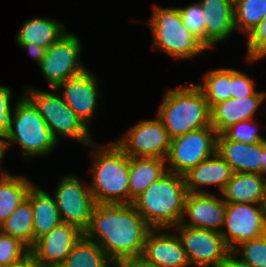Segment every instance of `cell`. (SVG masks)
I'll return each instance as SVG.
<instances>
[{"instance_id":"5bb4252c","label":"cell","mask_w":266,"mask_h":267,"mask_svg":"<svg viewBox=\"0 0 266 267\" xmlns=\"http://www.w3.org/2000/svg\"><path fill=\"white\" fill-rule=\"evenodd\" d=\"M99 79L89 70L67 79L55 89L61 92L60 96L72 109L79 119L88 127L92 122L98 99L100 98ZM64 88V89H63Z\"/></svg>"},{"instance_id":"f35d334b","label":"cell","mask_w":266,"mask_h":267,"mask_svg":"<svg viewBox=\"0 0 266 267\" xmlns=\"http://www.w3.org/2000/svg\"><path fill=\"white\" fill-rule=\"evenodd\" d=\"M221 267H253L250 264L244 262L232 251L228 254L225 261L221 264Z\"/></svg>"},{"instance_id":"3957f363","label":"cell","mask_w":266,"mask_h":267,"mask_svg":"<svg viewBox=\"0 0 266 267\" xmlns=\"http://www.w3.org/2000/svg\"><path fill=\"white\" fill-rule=\"evenodd\" d=\"M186 195L184 177L168 171L132 205L152 229H172L182 220Z\"/></svg>"},{"instance_id":"ee69618b","label":"cell","mask_w":266,"mask_h":267,"mask_svg":"<svg viewBox=\"0 0 266 267\" xmlns=\"http://www.w3.org/2000/svg\"><path fill=\"white\" fill-rule=\"evenodd\" d=\"M30 267H48V266L36 263L33 257L30 255Z\"/></svg>"},{"instance_id":"277c9868","label":"cell","mask_w":266,"mask_h":267,"mask_svg":"<svg viewBox=\"0 0 266 267\" xmlns=\"http://www.w3.org/2000/svg\"><path fill=\"white\" fill-rule=\"evenodd\" d=\"M162 100L156 116L171 139L211 125L210 107L197 85L167 89Z\"/></svg>"},{"instance_id":"f546056e","label":"cell","mask_w":266,"mask_h":267,"mask_svg":"<svg viewBox=\"0 0 266 267\" xmlns=\"http://www.w3.org/2000/svg\"><path fill=\"white\" fill-rule=\"evenodd\" d=\"M234 26L246 37L266 16V0H243L233 6Z\"/></svg>"},{"instance_id":"4316f807","label":"cell","mask_w":266,"mask_h":267,"mask_svg":"<svg viewBox=\"0 0 266 267\" xmlns=\"http://www.w3.org/2000/svg\"><path fill=\"white\" fill-rule=\"evenodd\" d=\"M0 231L18 239L29 250L34 246L33 208L27 197L0 225Z\"/></svg>"},{"instance_id":"ac0fdd59","label":"cell","mask_w":266,"mask_h":267,"mask_svg":"<svg viewBox=\"0 0 266 267\" xmlns=\"http://www.w3.org/2000/svg\"><path fill=\"white\" fill-rule=\"evenodd\" d=\"M264 100H266V92L257 91L248 97L229 98L219 102L210 109L211 126L218 134H222L231 125L255 119L254 115Z\"/></svg>"},{"instance_id":"d4e9b609","label":"cell","mask_w":266,"mask_h":267,"mask_svg":"<svg viewBox=\"0 0 266 267\" xmlns=\"http://www.w3.org/2000/svg\"><path fill=\"white\" fill-rule=\"evenodd\" d=\"M65 24L48 17H34L23 22L16 34V43H34L49 48L63 34Z\"/></svg>"},{"instance_id":"4dcf8cb0","label":"cell","mask_w":266,"mask_h":267,"mask_svg":"<svg viewBox=\"0 0 266 267\" xmlns=\"http://www.w3.org/2000/svg\"><path fill=\"white\" fill-rule=\"evenodd\" d=\"M232 252L253 267H266V234L247 240L235 247Z\"/></svg>"},{"instance_id":"d590c367","label":"cell","mask_w":266,"mask_h":267,"mask_svg":"<svg viewBox=\"0 0 266 267\" xmlns=\"http://www.w3.org/2000/svg\"><path fill=\"white\" fill-rule=\"evenodd\" d=\"M254 79L245 72L231 68V98H244L254 95L257 90Z\"/></svg>"},{"instance_id":"74e56055","label":"cell","mask_w":266,"mask_h":267,"mask_svg":"<svg viewBox=\"0 0 266 267\" xmlns=\"http://www.w3.org/2000/svg\"><path fill=\"white\" fill-rule=\"evenodd\" d=\"M19 47H21L24 50H28V54L32 56V58L35 59L38 66L40 65V62L45 56L46 48L42 46H38L34 43H17Z\"/></svg>"},{"instance_id":"484cf974","label":"cell","mask_w":266,"mask_h":267,"mask_svg":"<svg viewBox=\"0 0 266 267\" xmlns=\"http://www.w3.org/2000/svg\"><path fill=\"white\" fill-rule=\"evenodd\" d=\"M33 184L22 175H0V225L24 201Z\"/></svg>"},{"instance_id":"f6af8a7d","label":"cell","mask_w":266,"mask_h":267,"mask_svg":"<svg viewBox=\"0 0 266 267\" xmlns=\"http://www.w3.org/2000/svg\"><path fill=\"white\" fill-rule=\"evenodd\" d=\"M240 1H243V0H230V3L234 6L237 3H239Z\"/></svg>"},{"instance_id":"bcb514c9","label":"cell","mask_w":266,"mask_h":267,"mask_svg":"<svg viewBox=\"0 0 266 267\" xmlns=\"http://www.w3.org/2000/svg\"><path fill=\"white\" fill-rule=\"evenodd\" d=\"M263 205H264V208H265V210H266V188H265V198H264V203H263Z\"/></svg>"},{"instance_id":"9c48e42d","label":"cell","mask_w":266,"mask_h":267,"mask_svg":"<svg viewBox=\"0 0 266 267\" xmlns=\"http://www.w3.org/2000/svg\"><path fill=\"white\" fill-rule=\"evenodd\" d=\"M81 54V40L68 31L46 49L39 67L51 89L87 70Z\"/></svg>"},{"instance_id":"6da1fadb","label":"cell","mask_w":266,"mask_h":267,"mask_svg":"<svg viewBox=\"0 0 266 267\" xmlns=\"http://www.w3.org/2000/svg\"><path fill=\"white\" fill-rule=\"evenodd\" d=\"M152 228L132 204H96L84 236L118 266L139 259Z\"/></svg>"},{"instance_id":"7402d4cb","label":"cell","mask_w":266,"mask_h":267,"mask_svg":"<svg viewBox=\"0 0 266 267\" xmlns=\"http://www.w3.org/2000/svg\"><path fill=\"white\" fill-rule=\"evenodd\" d=\"M265 188L266 179L259 173H233L220 195L226 204H263Z\"/></svg>"},{"instance_id":"b9f144b4","label":"cell","mask_w":266,"mask_h":267,"mask_svg":"<svg viewBox=\"0 0 266 267\" xmlns=\"http://www.w3.org/2000/svg\"><path fill=\"white\" fill-rule=\"evenodd\" d=\"M261 175L266 179V140L263 141Z\"/></svg>"},{"instance_id":"5b68a950","label":"cell","mask_w":266,"mask_h":267,"mask_svg":"<svg viewBox=\"0 0 266 267\" xmlns=\"http://www.w3.org/2000/svg\"><path fill=\"white\" fill-rule=\"evenodd\" d=\"M13 107L10 128L4 137L6 149L12 143H17L26 160L36 156H46L53 152L58 141L52 135L34 104L22 94Z\"/></svg>"},{"instance_id":"8fae6325","label":"cell","mask_w":266,"mask_h":267,"mask_svg":"<svg viewBox=\"0 0 266 267\" xmlns=\"http://www.w3.org/2000/svg\"><path fill=\"white\" fill-rule=\"evenodd\" d=\"M173 229L182 242L190 265H195L193 267H221L231 252L219 232L181 223Z\"/></svg>"},{"instance_id":"d6986e66","label":"cell","mask_w":266,"mask_h":267,"mask_svg":"<svg viewBox=\"0 0 266 267\" xmlns=\"http://www.w3.org/2000/svg\"><path fill=\"white\" fill-rule=\"evenodd\" d=\"M263 141L246 144L217 135L216 153L232 168L234 173H259L261 175Z\"/></svg>"},{"instance_id":"52a82bcc","label":"cell","mask_w":266,"mask_h":267,"mask_svg":"<svg viewBox=\"0 0 266 267\" xmlns=\"http://www.w3.org/2000/svg\"><path fill=\"white\" fill-rule=\"evenodd\" d=\"M46 92L28 86L24 95L38 109L40 116L51 130L54 138L60 142V136L89 145L93 142L89 128L69 108L56 89ZM60 135V136H59Z\"/></svg>"},{"instance_id":"7bdbcfd3","label":"cell","mask_w":266,"mask_h":267,"mask_svg":"<svg viewBox=\"0 0 266 267\" xmlns=\"http://www.w3.org/2000/svg\"><path fill=\"white\" fill-rule=\"evenodd\" d=\"M10 267H30V254L24 258L21 262L14 264Z\"/></svg>"},{"instance_id":"e575fe53","label":"cell","mask_w":266,"mask_h":267,"mask_svg":"<svg viewBox=\"0 0 266 267\" xmlns=\"http://www.w3.org/2000/svg\"><path fill=\"white\" fill-rule=\"evenodd\" d=\"M248 62H256L266 57V16L247 36Z\"/></svg>"},{"instance_id":"7a4b0ae2","label":"cell","mask_w":266,"mask_h":267,"mask_svg":"<svg viewBox=\"0 0 266 267\" xmlns=\"http://www.w3.org/2000/svg\"><path fill=\"white\" fill-rule=\"evenodd\" d=\"M93 173L89 187L96 204H129L130 157L115 143L97 146L93 141Z\"/></svg>"},{"instance_id":"603a6c76","label":"cell","mask_w":266,"mask_h":267,"mask_svg":"<svg viewBox=\"0 0 266 267\" xmlns=\"http://www.w3.org/2000/svg\"><path fill=\"white\" fill-rule=\"evenodd\" d=\"M166 159L156 157H130L129 204L168 170Z\"/></svg>"},{"instance_id":"ffe728a7","label":"cell","mask_w":266,"mask_h":267,"mask_svg":"<svg viewBox=\"0 0 266 267\" xmlns=\"http://www.w3.org/2000/svg\"><path fill=\"white\" fill-rule=\"evenodd\" d=\"M232 168L217 153L190 169L183 175L187 193H209L202 186H216L219 193L230 181Z\"/></svg>"},{"instance_id":"ab89813d","label":"cell","mask_w":266,"mask_h":267,"mask_svg":"<svg viewBox=\"0 0 266 267\" xmlns=\"http://www.w3.org/2000/svg\"><path fill=\"white\" fill-rule=\"evenodd\" d=\"M6 151H7V149H6L5 139L0 136V171H1L0 175L8 173L6 170L2 169V166H1L2 160L5 157Z\"/></svg>"},{"instance_id":"83f0119b","label":"cell","mask_w":266,"mask_h":267,"mask_svg":"<svg viewBox=\"0 0 266 267\" xmlns=\"http://www.w3.org/2000/svg\"><path fill=\"white\" fill-rule=\"evenodd\" d=\"M60 267H118L94 241L84 235L73 246Z\"/></svg>"},{"instance_id":"4fadbf2b","label":"cell","mask_w":266,"mask_h":267,"mask_svg":"<svg viewBox=\"0 0 266 267\" xmlns=\"http://www.w3.org/2000/svg\"><path fill=\"white\" fill-rule=\"evenodd\" d=\"M129 157H156L166 159L171 138L162 122L155 119L140 121L125 135L114 141Z\"/></svg>"},{"instance_id":"cb8c5ba5","label":"cell","mask_w":266,"mask_h":267,"mask_svg":"<svg viewBox=\"0 0 266 267\" xmlns=\"http://www.w3.org/2000/svg\"><path fill=\"white\" fill-rule=\"evenodd\" d=\"M33 208L34 244L38 238L49 233L62 221L53 195L33 184L27 194Z\"/></svg>"},{"instance_id":"e0dca14e","label":"cell","mask_w":266,"mask_h":267,"mask_svg":"<svg viewBox=\"0 0 266 267\" xmlns=\"http://www.w3.org/2000/svg\"><path fill=\"white\" fill-rule=\"evenodd\" d=\"M141 259L160 267H191L182 242L173 228L151 229Z\"/></svg>"},{"instance_id":"d6a6232c","label":"cell","mask_w":266,"mask_h":267,"mask_svg":"<svg viewBox=\"0 0 266 267\" xmlns=\"http://www.w3.org/2000/svg\"><path fill=\"white\" fill-rule=\"evenodd\" d=\"M255 119L240 121L228 127L223 134L236 142L252 144L265 141L266 139L259 134Z\"/></svg>"},{"instance_id":"ba28073f","label":"cell","mask_w":266,"mask_h":267,"mask_svg":"<svg viewBox=\"0 0 266 267\" xmlns=\"http://www.w3.org/2000/svg\"><path fill=\"white\" fill-rule=\"evenodd\" d=\"M217 135L210 125L172 138L166 157L167 170L183 176L213 156L217 149Z\"/></svg>"},{"instance_id":"7c38bea8","label":"cell","mask_w":266,"mask_h":267,"mask_svg":"<svg viewBox=\"0 0 266 267\" xmlns=\"http://www.w3.org/2000/svg\"><path fill=\"white\" fill-rule=\"evenodd\" d=\"M222 229L226 245L232 251L244 241L266 234V210L263 204L232 203L226 205Z\"/></svg>"},{"instance_id":"9a60e30c","label":"cell","mask_w":266,"mask_h":267,"mask_svg":"<svg viewBox=\"0 0 266 267\" xmlns=\"http://www.w3.org/2000/svg\"><path fill=\"white\" fill-rule=\"evenodd\" d=\"M83 235L84 232L78 227L61 222L49 233L36 240L30 249V255L38 264L60 267Z\"/></svg>"},{"instance_id":"1f68e13d","label":"cell","mask_w":266,"mask_h":267,"mask_svg":"<svg viewBox=\"0 0 266 267\" xmlns=\"http://www.w3.org/2000/svg\"><path fill=\"white\" fill-rule=\"evenodd\" d=\"M30 250L18 239L0 231V267H10L21 262Z\"/></svg>"},{"instance_id":"30bf717a","label":"cell","mask_w":266,"mask_h":267,"mask_svg":"<svg viewBox=\"0 0 266 267\" xmlns=\"http://www.w3.org/2000/svg\"><path fill=\"white\" fill-rule=\"evenodd\" d=\"M53 194L61 221L85 231L90 223L95 201L89 184L82 183L71 173L59 180Z\"/></svg>"},{"instance_id":"8d00e7d4","label":"cell","mask_w":266,"mask_h":267,"mask_svg":"<svg viewBox=\"0 0 266 267\" xmlns=\"http://www.w3.org/2000/svg\"><path fill=\"white\" fill-rule=\"evenodd\" d=\"M12 91L6 86L0 85V136L5 137L10 128Z\"/></svg>"},{"instance_id":"8992f818","label":"cell","mask_w":266,"mask_h":267,"mask_svg":"<svg viewBox=\"0 0 266 267\" xmlns=\"http://www.w3.org/2000/svg\"><path fill=\"white\" fill-rule=\"evenodd\" d=\"M147 21L150 26L154 49L166 52L174 59L195 58L208 51L202 41L183 23L179 7L153 6Z\"/></svg>"},{"instance_id":"60d3db41","label":"cell","mask_w":266,"mask_h":267,"mask_svg":"<svg viewBox=\"0 0 266 267\" xmlns=\"http://www.w3.org/2000/svg\"><path fill=\"white\" fill-rule=\"evenodd\" d=\"M123 267H160L145 263L141 258L129 261Z\"/></svg>"},{"instance_id":"2e32d148","label":"cell","mask_w":266,"mask_h":267,"mask_svg":"<svg viewBox=\"0 0 266 267\" xmlns=\"http://www.w3.org/2000/svg\"><path fill=\"white\" fill-rule=\"evenodd\" d=\"M226 202L212 193H187L181 224L221 233ZM188 219V222L186 221Z\"/></svg>"},{"instance_id":"44dd1931","label":"cell","mask_w":266,"mask_h":267,"mask_svg":"<svg viewBox=\"0 0 266 267\" xmlns=\"http://www.w3.org/2000/svg\"><path fill=\"white\" fill-rule=\"evenodd\" d=\"M205 19V46L209 50L225 41L236 30L234 11L230 0H201Z\"/></svg>"},{"instance_id":"f1b7e54d","label":"cell","mask_w":266,"mask_h":267,"mask_svg":"<svg viewBox=\"0 0 266 267\" xmlns=\"http://www.w3.org/2000/svg\"><path fill=\"white\" fill-rule=\"evenodd\" d=\"M203 77L204 83L197 86L204 93L210 109L231 98V68H215L207 71Z\"/></svg>"},{"instance_id":"836d02e7","label":"cell","mask_w":266,"mask_h":267,"mask_svg":"<svg viewBox=\"0 0 266 267\" xmlns=\"http://www.w3.org/2000/svg\"><path fill=\"white\" fill-rule=\"evenodd\" d=\"M179 11L184 25L205 45V19L200 3L193 2L184 8L179 7Z\"/></svg>"}]
</instances>
